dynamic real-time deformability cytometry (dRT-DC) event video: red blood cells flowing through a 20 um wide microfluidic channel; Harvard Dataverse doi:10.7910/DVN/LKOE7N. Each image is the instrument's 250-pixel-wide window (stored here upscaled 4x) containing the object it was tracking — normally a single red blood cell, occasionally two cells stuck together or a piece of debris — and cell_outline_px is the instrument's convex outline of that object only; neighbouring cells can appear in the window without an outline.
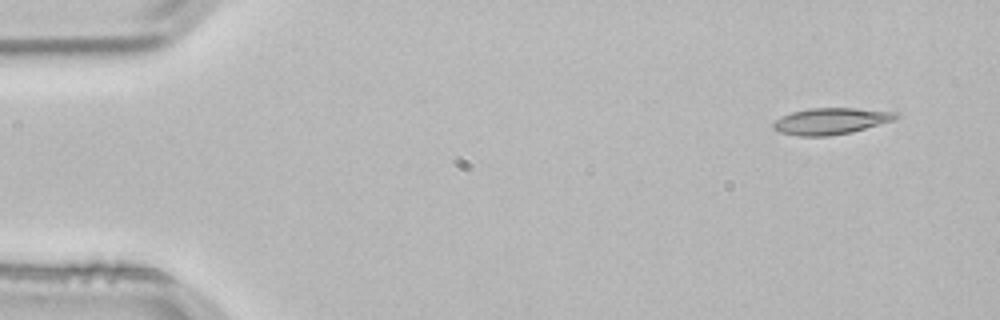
{"species": "common noctule bat (a hibernating species)", "species_latin": "Nyctalus noctula", "temperature_condition": "room temperature", "stored_images_in_passage": 4, "segment_of_instrument_passage": [2, 2], "camera_frame_rate_fps": 3000, "um_per_image_px": 0.085, "animal": {"sex": "male", "body_mass_g": 21.5, "forearm_length_mm": 52.0}, "frame": {"image": 1, "passage_image": 4, "time_ms": 1.0, "image_size_px": [1000, 320], "cell_outline_px": [[900, 116], [892, 120], [852, 132], [828, 136], [800, 136], [780, 132], [772, 128], [772, 124], [780, 116], [792, 112], [808, 108], [852, 108], [896, 112]], "centroid_in_image_um": [70.57, 10.29], "position_along_channel_um": 14.4, "area_um2": 18.73}}